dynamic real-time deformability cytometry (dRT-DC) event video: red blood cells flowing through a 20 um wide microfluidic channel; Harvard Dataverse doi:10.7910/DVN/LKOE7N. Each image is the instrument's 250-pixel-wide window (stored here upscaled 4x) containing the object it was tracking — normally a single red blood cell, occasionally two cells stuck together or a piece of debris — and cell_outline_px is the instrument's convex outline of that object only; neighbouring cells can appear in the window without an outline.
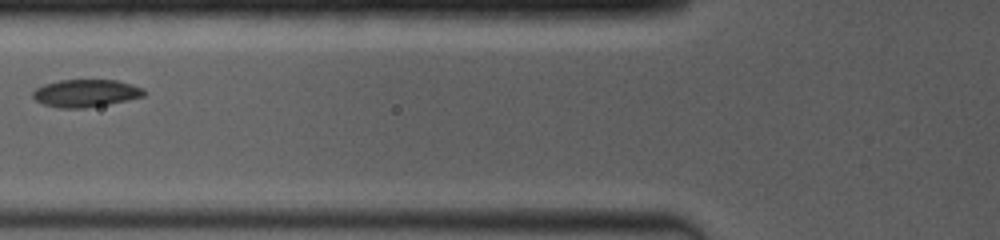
{"species": "common noctule bat (a hibernating species)", "species_latin": "Nyctalus noctula", "temperature_condition": "room temperature", "stored_images_in_passage": 7, "camera_frame_rate_fps": 4000, "um_per_image_px": 0.085, "animal": {"sex": "female", "body_mass_g": 19.0, "forearm_length_mm": 53.3}, "frame": {"image": 1, "passage_image": 4, "time_ms": 2.5, "image_size_px": [1000, 240], "cell_outline_px": [[148, 92], [144, 96], [128, 100], [108, 104], [84, 108], [56, 108], [44, 104], [36, 100], [32, 96], [32, 92], [36, 88], [44, 84], [60, 80], [116, 80], [144, 88]], "centroid_in_image_um": [7.3, 7.92], "position_along_channel_um": 118.5, "area_um2": 17.92}}
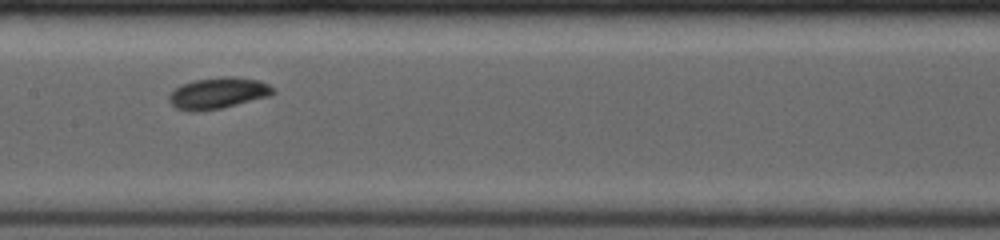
{"frame": {"image": 2, "passage_image": 6, "time_ms": 4.25, "image_size_px": [1000, 240], "cell_outline_px": [[276, 92], [268, 96], [220, 108], [200, 112], [192, 112], [176, 108], [168, 100], [168, 96], [180, 84], [196, 80], [228, 76], [232, 76], [256, 80], [268, 84], [276, 88]], "centroid_in_image_um": [18.52, 7.92], "position_along_channel_um": 188.9, "area_um2": 18.79}}
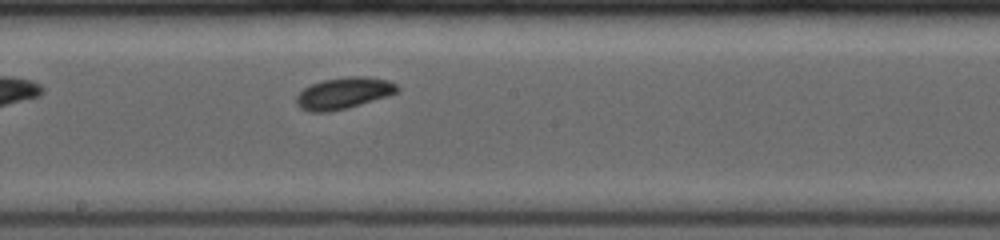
{"frame": {"image": 3, "passage_image": 7, "time_ms": 5.0, "image_size_px": [1000, 240], "cell_outline_px": [[400, 92], [388, 96], [348, 108], [328, 112], [308, 112], [300, 108], [296, 104], [296, 96], [304, 88], [312, 84], [324, 80], [352, 76], [364, 76], [388, 80], [396, 84], [400, 88]], "centroid_in_image_um": [29.23, 7.93], "position_along_channel_um": 219.0, "area_um2": 18.61}}